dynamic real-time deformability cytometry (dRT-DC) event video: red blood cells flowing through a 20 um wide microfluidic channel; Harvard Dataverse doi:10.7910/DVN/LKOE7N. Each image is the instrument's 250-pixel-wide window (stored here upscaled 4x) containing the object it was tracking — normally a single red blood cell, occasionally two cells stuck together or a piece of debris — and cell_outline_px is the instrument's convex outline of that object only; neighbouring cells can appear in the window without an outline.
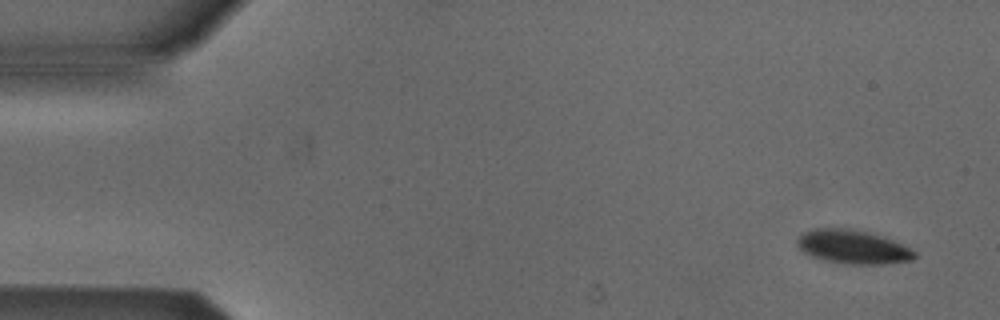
{"species": "Egyptian fruit bat (a non-hibernating species)", "species_latin": "Rousettus aegyptiacus", "temperature_condition": "cold", "stored_images_in_passage": 5, "camera_frame_rate_fps": 3000, "um_per_image_px": 0.085, "animal": {"sex": "male"}, "frame": {"image": 1, "passage_image": 1, "time_ms": 0.0, "image_size_px": [1000, 320], "cell_outline_px": [[916, 256], [912, 260], [880, 264], [848, 264], [824, 260], [808, 256], [796, 244], [796, 240], [804, 232], [812, 228], [848, 228], [884, 236], [916, 252]], "centroid_in_image_um": [72.45, 20.98], "position_along_channel_um": 12.6, "area_um2": 23.0}}
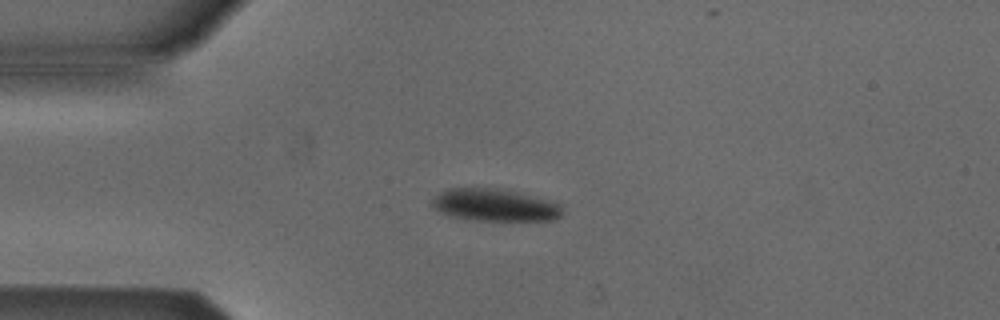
{"frame": {"image": 2, "passage_image": 3, "time_ms": 3.333, "image_size_px": [1000, 320], "cell_outline_px": [[564, 216], [552, 220], [468, 220], [448, 216], [440, 212], [432, 204], [432, 200], [440, 192], [448, 188], [496, 188], [560, 204], [564, 212]], "centroid_in_image_um": [42.02, 17.45], "position_along_channel_um": 43.0, "area_um2": 24.16}}
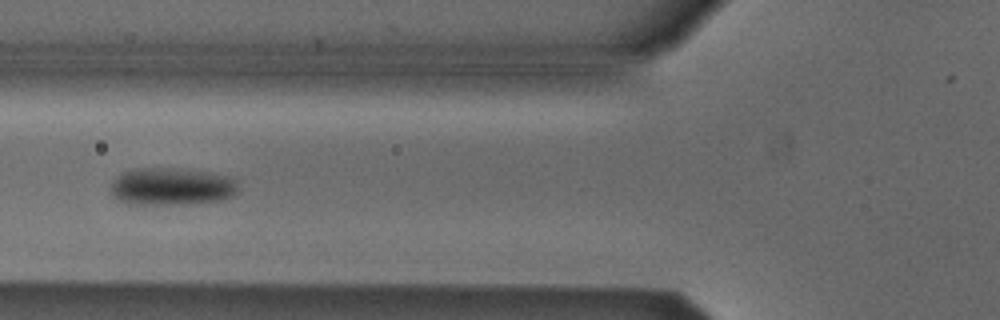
{"frame": {"image": 3, "passage_image": 5, "time_ms": 5.667, "image_size_px": [1000, 320], "cell_outline_px": [[236, 192], [232, 196], [220, 200], [188, 204], [128, 204], [116, 200], [112, 196], [112, 180], [116, 176], [124, 172], [140, 168], [172, 168], [204, 172], [224, 176], [236, 180]], "centroid_in_image_um": [14.52, 15.87], "position_along_channel_um": 111.3, "area_um2": 27.57}}